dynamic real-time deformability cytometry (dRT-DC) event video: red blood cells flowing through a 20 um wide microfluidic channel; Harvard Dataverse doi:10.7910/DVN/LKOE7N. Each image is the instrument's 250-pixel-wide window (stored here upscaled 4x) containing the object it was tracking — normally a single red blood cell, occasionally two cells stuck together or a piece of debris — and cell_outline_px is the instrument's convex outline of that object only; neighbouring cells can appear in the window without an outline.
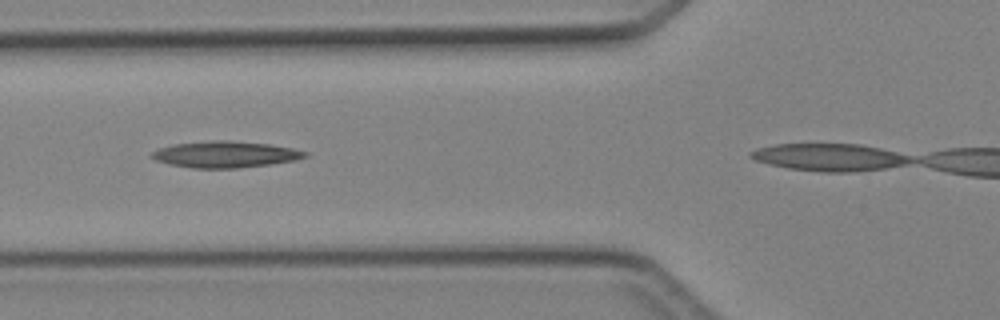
{"species": "Egyptian fruit bat (a non-hibernating species)", "species_latin": "Rousettus aegyptiacus", "temperature_condition": "cold", "stored_images_in_passage": 4, "camera_frame_rate_fps": 3000, "um_per_image_px": 0.085, "animal": {"sex": "female"}, "frame": {"image": 1, "passage_image": 3, "time_ms": 2.333, "image_size_px": [1000, 320], "cell_outline_px": [[308, 156], [296, 160], [268, 164], [236, 168], [192, 168], [168, 164], [156, 160], [148, 156], [152, 152], [160, 148], [172, 144], [212, 140], [228, 140], [268, 144], [292, 148], [308, 152]], "centroid_in_image_um": [19.12, 13.12], "position_along_channel_um": 106.7, "area_um2": 23.52}}